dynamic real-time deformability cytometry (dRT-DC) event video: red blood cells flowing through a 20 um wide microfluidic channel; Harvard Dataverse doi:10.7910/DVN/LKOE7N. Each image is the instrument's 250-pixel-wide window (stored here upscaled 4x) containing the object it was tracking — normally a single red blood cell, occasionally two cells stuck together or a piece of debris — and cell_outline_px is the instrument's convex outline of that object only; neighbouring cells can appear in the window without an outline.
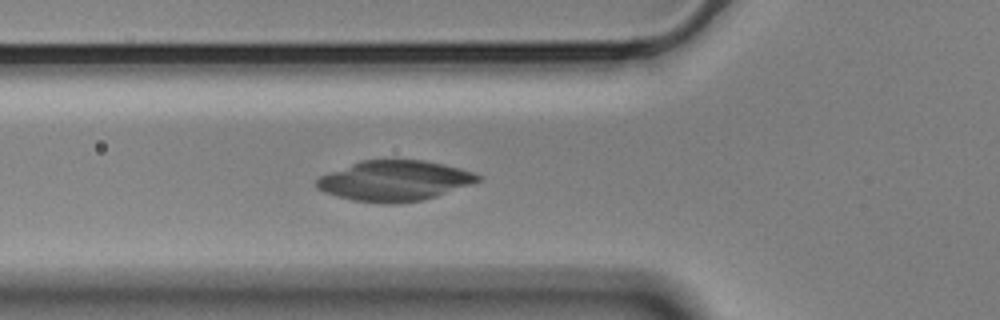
{"species": "Egyptian fruit bat (a non-hibernating species)", "species_latin": "Rousettus aegyptiacus", "temperature_condition": "cold", "stored_images_in_passage": 40, "camera_frame_rate_fps": 3000, "um_per_image_px": 0.085, "animal": {"sex": "male"}, "frame": {"image": 1, "passage_image": 12, "time_ms": 3.667, "image_size_px": [1000, 320], "cell_outline_px": [[484, 180], [424, 200], [396, 204], [380, 204], [352, 200], [336, 196], [324, 192], [316, 188], [316, 180], [320, 176], [328, 172], [360, 160], [424, 160], [444, 164], [460, 168], [484, 176]], "centroid_in_image_um": [33.54, 15.37], "position_along_channel_um": 92.3, "area_um2": 38.38}}
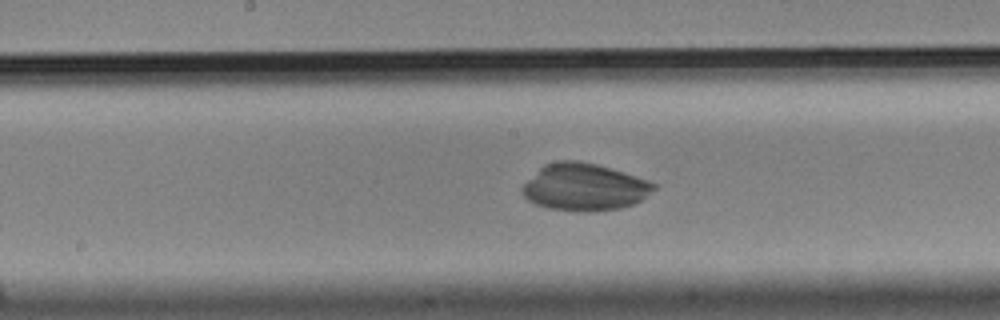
{"frame": {"image": 2, "passage_image": 21, "time_ms": 6.667, "image_size_px": [1000, 320], "cell_outline_px": [[656, 188], [640, 200], [632, 204], [620, 208], [592, 212], [584, 212], [548, 208], [536, 204], [528, 200], [520, 192], [520, 188], [544, 164], [556, 160], [580, 160], [596, 164], [648, 180], [656, 184]], "centroid_in_image_um": [49.64, 15.9], "position_along_channel_um": 198.6, "area_um2": 36.01}}
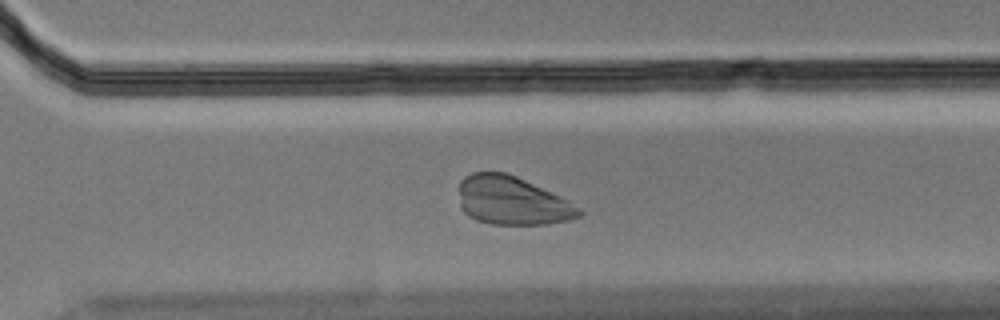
{"frame": {"image": 3, "passage_image": 32, "time_ms": 10.333, "image_size_px": [1000, 320], "cell_outline_px": [[584, 212], [580, 216], [568, 220], [544, 224], [492, 224], [476, 220], [468, 216], [460, 208], [460, 180], [464, 176], [472, 172], [504, 172], [516, 176], [552, 192], [568, 200], [580, 208]], "centroid_in_image_um": [43.52, 17.06], "position_along_channel_um": 327.1, "area_um2": 33.93}}